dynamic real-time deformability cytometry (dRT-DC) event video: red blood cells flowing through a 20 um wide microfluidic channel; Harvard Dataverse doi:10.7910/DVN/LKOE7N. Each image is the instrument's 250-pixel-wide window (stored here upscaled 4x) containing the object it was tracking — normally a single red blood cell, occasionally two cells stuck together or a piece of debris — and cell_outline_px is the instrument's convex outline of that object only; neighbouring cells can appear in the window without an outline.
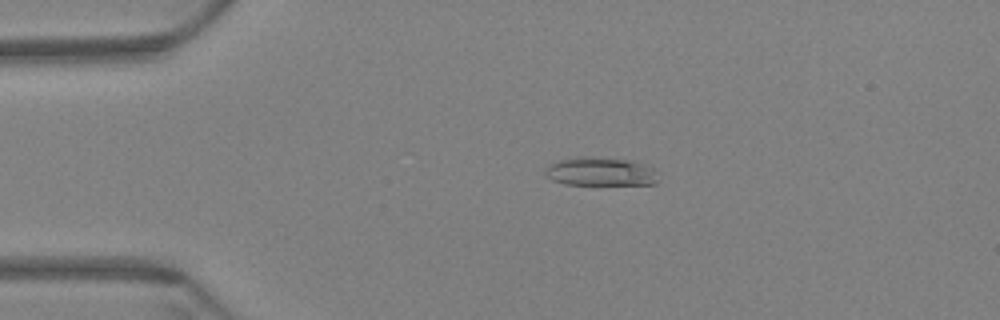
{"species": "Egyptian fruit bat (a non-hibernating species)", "species_latin": "Rousettus aegyptiacus", "temperature_condition": "warm", "stored_images_in_passage": 52, "camera_frame_rate_fps": 3000, "um_per_image_px": 0.085, "animal": {"sex": "female"}, "frame": {"image": 1, "passage_image": 4, "time_ms": 1.0, "image_size_px": [1000, 320], "cell_outline_px": [[656, 184], [564, 184], [552, 180], [544, 172], [544, 168], [548, 164], [560, 160], [576, 156], [592, 156], [636, 160], [652, 168], [656, 180]], "centroid_in_image_um": [50.98, 14.56], "position_along_channel_um": 34.0, "area_um2": 18.9}}
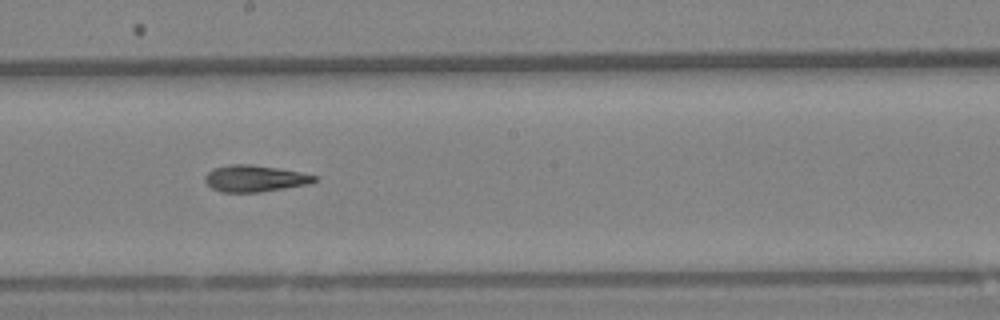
{"frame": {"image": 2, "passage_image": 25, "time_ms": 8.0, "image_size_px": [1000, 320], "cell_outline_px": [[316, 180], [308, 184], [260, 192], [220, 192], [212, 188], [204, 180], [204, 176], [212, 168], [232, 164], [248, 164], [276, 168], [300, 172], [316, 176]], "centroid_in_image_um": [21.6, 15.17], "position_along_channel_um": 226.6, "area_um2": 16.76}}
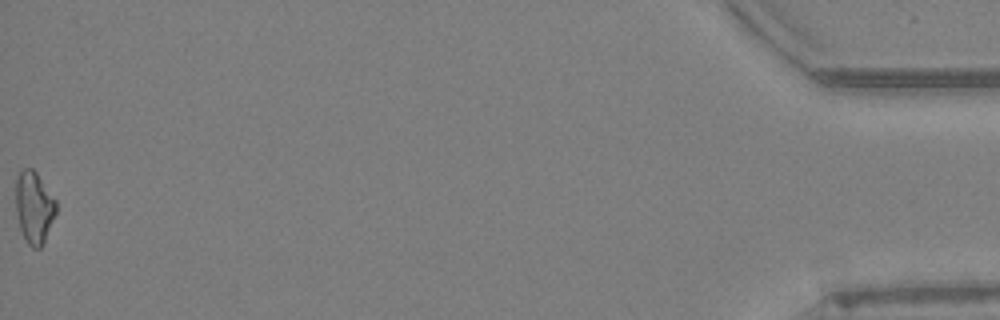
{"frame": {"image": 3, "passage_image": 52, "time_ms": 17.0, "image_size_px": [1000, 320], "cell_outline_px": [[56, 212], [44, 244], [40, 248], [32, 248], [28, 244], [20, 228], [16, 212], [16, 180], [20, 168], [32, 168], [36, 172], [56, 200]], "centroid_in_image_um": [2.9, 17.62], "position_along_channel_um": 432.3, "area_um2": 16.94}, "authors_computed_cell_mechanics": {"area_um2": 17.0799, "velocity_mm_per_s": 3.402, "shape_relaxation_time_tau1_ms": null, "shape_relaxation_time_tau2_ms": 6.1214, "deformation_change_tau1": null, "deformation_change_tau2": 0.1553}}